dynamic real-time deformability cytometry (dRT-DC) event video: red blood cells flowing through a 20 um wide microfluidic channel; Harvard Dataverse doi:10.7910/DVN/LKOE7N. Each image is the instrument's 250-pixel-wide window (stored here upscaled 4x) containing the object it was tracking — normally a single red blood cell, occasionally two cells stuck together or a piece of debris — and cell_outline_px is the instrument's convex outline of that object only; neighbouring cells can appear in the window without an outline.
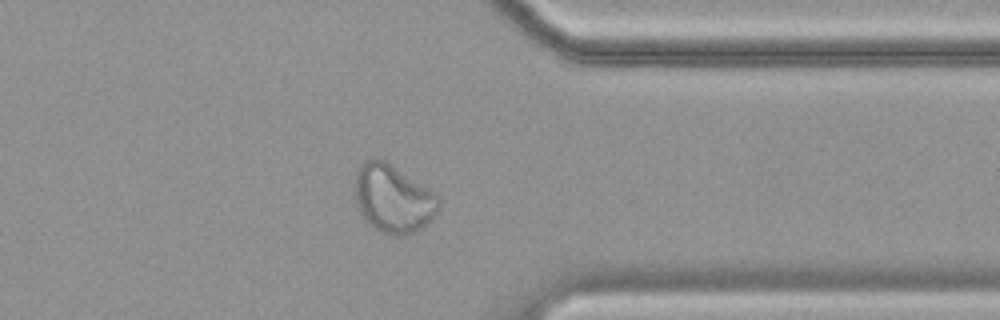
{"species": "common noctule bat (a hibernating species)", "species_latin": "Nyctalus noctula", "temperature_condition": "cold", "stored_images_in_passage": 45, "camera_frame_rate_fps": 3000, "um_per_image_px": 0.085, "animal": {"sex": "female", "body_mass_g": 19.9}, "frame": {"image": 1, "passage_image": 32, "time_ms": 10.333, "image_size_px": [1000, 320], "cell_outline_px": [[440, 208], [416, 232], [404, 236], [392, 236], [376, 228], [364, 220], [360, 212], [356, 200], [356, 172], [360, 164], [364, 160], [376, 156], [384, 160], [436, 192], [440, 196]], "centroid_in_image_um": [33.42, 16.86], "position_along_channel_um": 378.0, "area_um2": 33.23}, "authors_computed_cell_mechanics": {"area_um2": 28.9578, "velocity_mm_per_s": 3.4442, "shape_relaxation_time_tau1_ms": null, "shape_relaxation_time_tau2_ms": 1.4911, "deformation_change_tau1": null, "deformation_change_tau2": 0.0819}}